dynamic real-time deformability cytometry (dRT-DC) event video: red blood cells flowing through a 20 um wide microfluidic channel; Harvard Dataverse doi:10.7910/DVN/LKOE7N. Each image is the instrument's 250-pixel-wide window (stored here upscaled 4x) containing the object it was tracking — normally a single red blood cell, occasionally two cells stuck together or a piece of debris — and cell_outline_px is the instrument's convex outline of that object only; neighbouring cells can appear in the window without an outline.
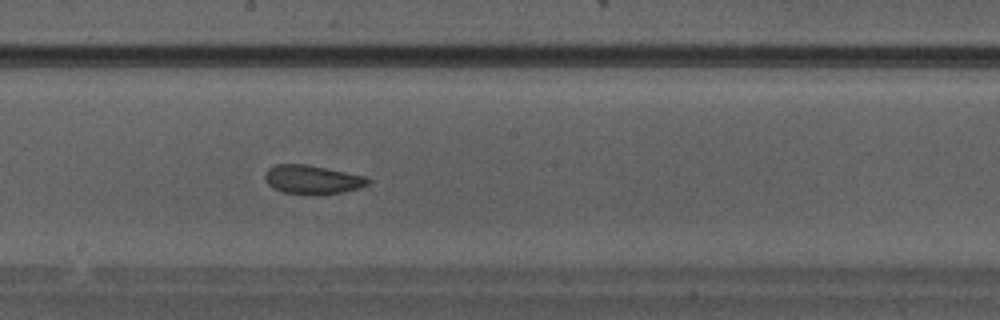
{"species": "Egyptian fruit bat (a non-hibernating species)", "species_latin": "Rousettus aegyptiacus", "temperature_condition": "warm", "stored_images_in_passage": 35, "camera_frame_rate_fps": 3000, "um_per_image_px": 0.085, "animal": {"sex": "male"}, "frame": {"image": 1, "passage_image": 20, "time_ms": 6.333, "image_size_px": [1000, 320], "cell_outline_px": [[372, 180], [368, 184], [360, 188], [344, 192], [316, 196], [308, 196], [284, 192], [272, 188], [268, 184], [264, 176], [268, 168], [276, 164], [304, 164], [364, 176]], "centroid_in_image_um": [26.54, 15.3], "position_along_channel_um": 221.7, "area_um2": 17.51}}